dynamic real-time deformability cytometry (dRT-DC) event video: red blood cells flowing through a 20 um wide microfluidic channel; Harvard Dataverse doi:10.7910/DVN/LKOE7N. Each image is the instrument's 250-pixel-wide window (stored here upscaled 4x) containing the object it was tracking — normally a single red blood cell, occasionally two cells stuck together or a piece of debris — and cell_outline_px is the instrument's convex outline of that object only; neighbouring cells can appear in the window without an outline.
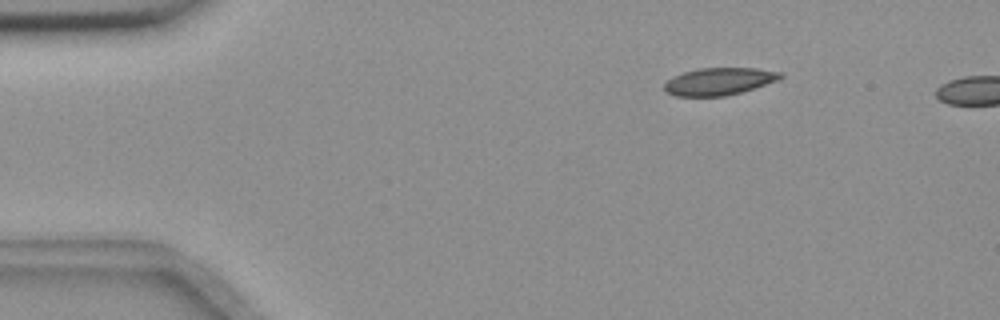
{"species": "common noctule bat (a hibernating species)", "species_latin": "Nyctalus noctula", "temperature_condition": "room temperature", "stored_images_in_passage": 4, "camera_frame_rate_fps": 3000, "um_per_image_px": 0.085, "animal": {"sex": "female", "body_mass_g": 18.4}, "frame": {"image": 1, "passage_image": 1, "time_ms": 0.0, "image_size_px": [1000, 320], "cell_outline_px": [[784, 76], [776, 80], [740, 92], [724, 96], [676, 96], [664, 92], [664, 84], [668, 80], [684, 72], [700, 68], [756, 68], [784, 72]], "centroid_in_image_um": [61.11, 6.91], "position_along_channel_um": 23.9, "area_um2": 18.26}}